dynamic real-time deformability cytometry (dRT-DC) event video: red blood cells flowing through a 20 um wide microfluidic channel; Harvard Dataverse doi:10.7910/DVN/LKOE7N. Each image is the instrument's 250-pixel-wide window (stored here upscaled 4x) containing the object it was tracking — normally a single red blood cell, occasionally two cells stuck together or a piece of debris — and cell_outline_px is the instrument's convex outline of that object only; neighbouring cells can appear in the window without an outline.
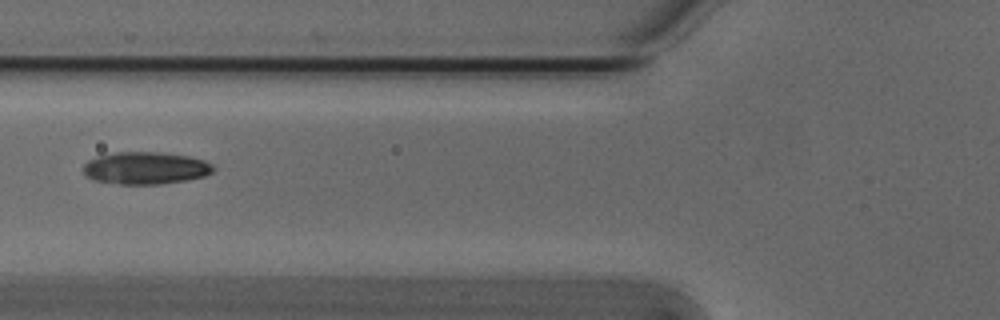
{"species": "Egyptian fruit bat (a non-hibernating species)", "species_latin": "Rousettus aegyptiacus", "temperature_condition": "cold", "stored_images_in_passage": 4, "camera_frame_rate_fps": 3000, "um_per_image_px": 0.085, "animal": {"sex": "male"}, "frame": {"image": 1, "passage_image": 4, "time_ms": 1.0, "image_size_px": [1000, 320], "cell_outline_px": [[216, 168], [212, 172], [204, 176], [184, 180], [160, 184], [120, 184], [96, 180], [88, 176], [84, 172], [84, 164], [88, 160], [100, 156], [116, 152], [160, 152], [188, 156], [204, 160], [212, 164]], "centroid_in_image_um": [12.4, 14.28], "position_along_channel_um": 113.4, "area_um2": 24.22}}